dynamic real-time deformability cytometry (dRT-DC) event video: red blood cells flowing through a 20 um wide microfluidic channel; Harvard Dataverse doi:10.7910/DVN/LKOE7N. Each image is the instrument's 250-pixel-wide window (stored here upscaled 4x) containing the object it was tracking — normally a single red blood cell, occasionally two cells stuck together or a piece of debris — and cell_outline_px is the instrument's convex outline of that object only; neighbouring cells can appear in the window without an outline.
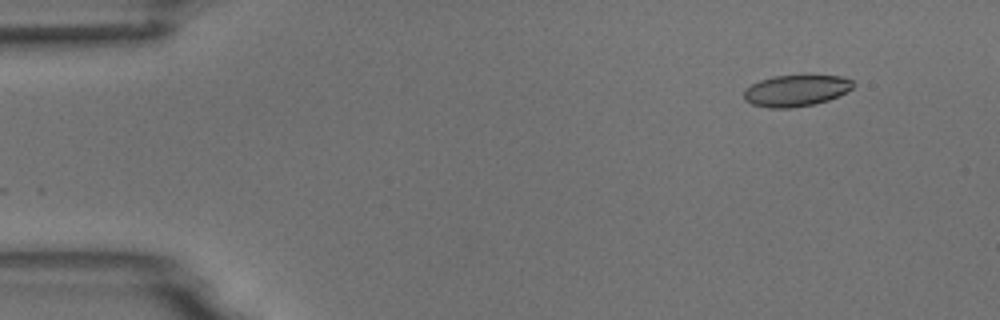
{"species": "common noctule bat (a hibernating species)", "species_latin": "Nyctalus noctula", "temperature_condition": "room temperature", "stored_images_in_passage": 3, "camera_frame_rate_fps": 3000, "um_per_image_px": 0.085, "animal": {"sex": "male", "body_mass_g": 18.8}, "frame": {"image": 1, "passage_image": 3, "time_ms": 2.333, "image_size_px": [1000, 320], "cell_outline_px": [[856, 84], [852, 88], [828, 100], [816, 104], [792, 108], [768, 108], [752, 104], [744, 100], [744, 92], [752, 84], [760, 80], [772, 76], [840, 76], [852, 80]], "centroid_in_image_um": [67.65, 7.71], "position_along_channel_um": 17.4, "area_um2": 19.83}}